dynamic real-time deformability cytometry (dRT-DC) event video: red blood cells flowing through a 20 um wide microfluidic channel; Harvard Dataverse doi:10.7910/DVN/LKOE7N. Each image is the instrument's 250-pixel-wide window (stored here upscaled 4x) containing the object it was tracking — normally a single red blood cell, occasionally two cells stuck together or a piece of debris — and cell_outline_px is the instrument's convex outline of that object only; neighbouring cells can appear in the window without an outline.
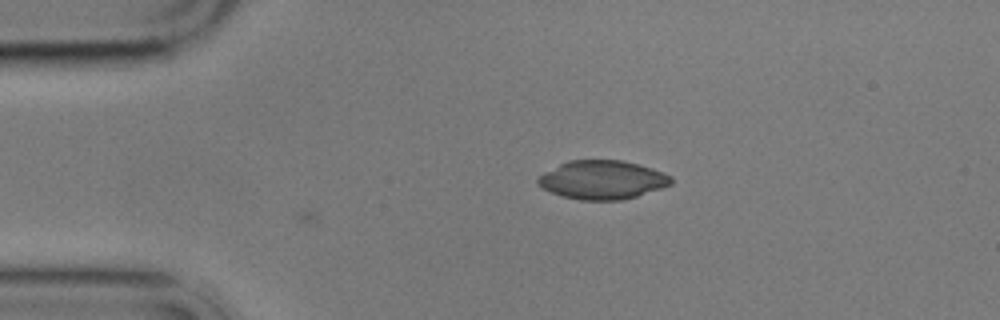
{"species": "common noctule bat (a hibernating species)", "species_latin": "Nyctalus noctula", "temperature_condition": "cold", "stored_images_in_passage": 3, "camera_frame_rate_fps": 3000, "um_per_image_px": 0.085, "animal": {"sex": "male", "body_mass_g": 17.9}, "frame": {"image": 1, "passage_image": 3, "time_ms": 2.333, "image_size_px": [1000, 320], "cell_outline_px": [[672, 184], [636, 196], [620, 200], [580, 200], [564, 196], [552, 192], [536, 184], [536, 180], [544, 172], [568, 160], [620, 160], [652, 168], [664, 172], [672, 176]], "centroid_in_image_um": [51.2, 15.28], "position_along_channel_um": 33.8, "area_um2": 29.77}}